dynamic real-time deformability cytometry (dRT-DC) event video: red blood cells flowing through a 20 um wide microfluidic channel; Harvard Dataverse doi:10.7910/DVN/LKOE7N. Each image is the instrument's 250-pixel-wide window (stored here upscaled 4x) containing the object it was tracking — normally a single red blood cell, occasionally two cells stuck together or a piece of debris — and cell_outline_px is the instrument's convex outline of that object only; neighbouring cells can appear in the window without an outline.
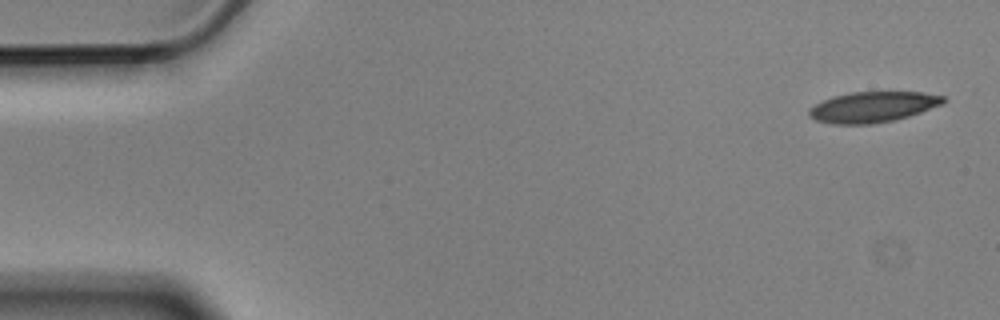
{"species": "Egyptian fruit bat (a non-hibernating species)", "species_latin": "Rousettus aegyptiacus", "temperature_condition": "cold", "stored_images_in_passage": 6, "camera_frame_rate_fps": 3000, "um_per_image_px": 0.085, "animal": {"sex": "male"}, "frame": {"image": 1, "passage_image": 1, "time_ms": 0.0, "image_size_px": [1000, 320], "cell_outline_px": [[944, 104], [908, 116], [892, 120], [872, 124], [832, 124], [816, 120], [808, 116], [808, 108], [824, 100], [836, 96], [852, 92], [924, 92], [944, 96]], "centroid_in_image_um": [74.18, 9.09], "position_along_channel_um": 10.8, "area_um2": 23.81}}
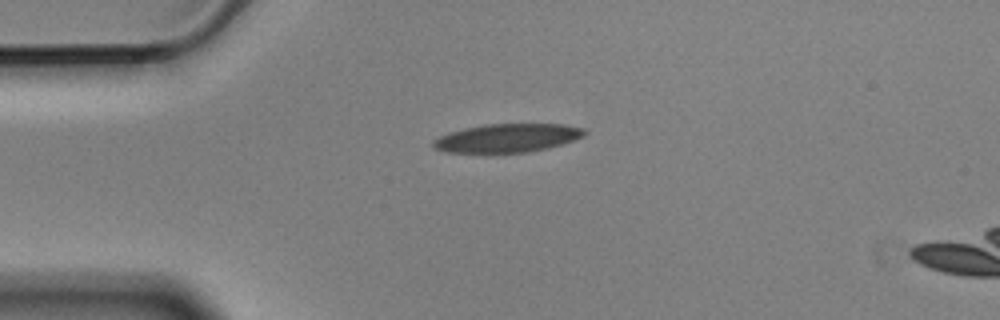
{"frame": {"image": 2, "passage_image": 4, "time_ms": 1.0, "image_size_px": [1000, 320], "cell_outline_px": [[588, 132], [584, 136], [548, 148], [528, 152], [444, 152], [432, 148], [432, 140], [448, 132], [464, 128], [488, 124], [564, 124], [584, 128]], "centroid_in_image_um": [43.1, 11.72], "position_along_channel_um": 41.9, "area_um2": 25.09}}